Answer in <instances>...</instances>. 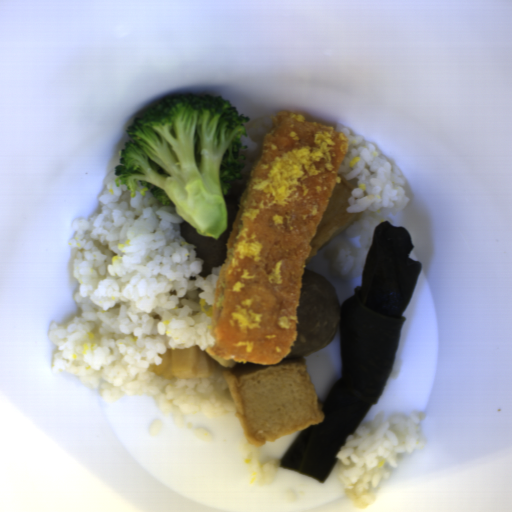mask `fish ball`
I'll return each mask as SVG.
<instances>
[{
	"mask_svg": "<svg viewBox=\"0 0 512 512\" xmlns=\"http://www.w3.org/2000/svg\"><path fill=\"white\" fill-rule=\"evenodd\" d=\"M222 374L248 444L259 448L325 419L304 356L273 365L237 361Z\"/></svg>",
	"mask_w": 512,
	"mask_h": 512,
	"instance_id": "29854b86",
	"label": "fish ball"
},
{
	"mask_svg": "<svg viewBox=\"0 0 512 512\" xmlns=\"http://www.w3.org/2000/svg\"><path fill=\"white\" fill-rule=\"evenodd\" d=\"M339 175V174H338ZM340 181L336 183L323 212L322 219L310 242L311 248L306 258L308 264L311 259L331 240L340 234L352 221L360 217L361 212H350V196L356 189L348 180L339 175Z\"/></svg>",
	"mask_w": 512,
	"mask_h": 512,
	"instance_id": "53f4d19a",
	"label": "fish ball"
}]
</instances>
